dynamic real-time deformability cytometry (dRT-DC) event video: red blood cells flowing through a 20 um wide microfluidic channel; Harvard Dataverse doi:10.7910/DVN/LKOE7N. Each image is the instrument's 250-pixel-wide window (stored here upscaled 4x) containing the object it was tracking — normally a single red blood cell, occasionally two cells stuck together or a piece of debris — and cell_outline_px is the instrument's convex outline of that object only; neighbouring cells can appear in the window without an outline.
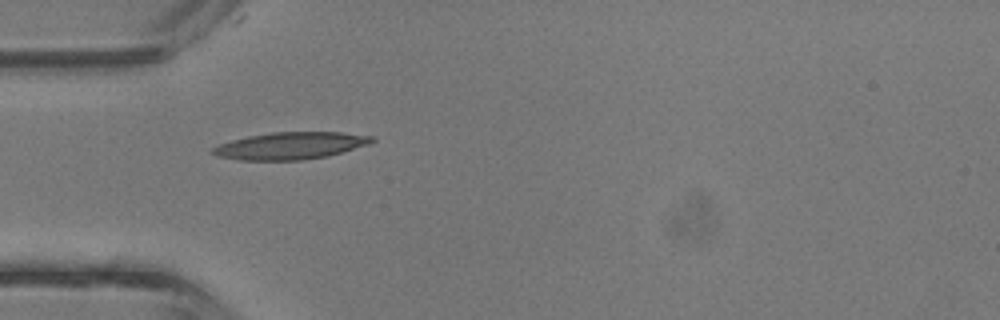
{"species": "common noctule bat (a hibernating species)", "species_latin": "Nyctalus noctula", "temperature_condition": "room temperature", "stored_images_in_passage": 4, "camera_frame_rate_fps": 3000, "um_per_image_px": 0.085, "animal": {"sex": "male", "body_mass_g": 13.3}, "frame": {"image": 1, "passage_image": 3, "time_ms": 0.667, "image_size_px": [1000, 320], "cell_outline_px": [[376, 140], [368, 144], [328, 156], [304, 160], [240, 160], [216, 156], [212, 152], [212, 148], [220, 144], [232, 140], [248, 136], [272, 132], [340, 132], [376, 136]], "centroid_in_image_um": [24.71, 12.38], "position_along_channel_um": 60.3, "area_um2": 25.14}}
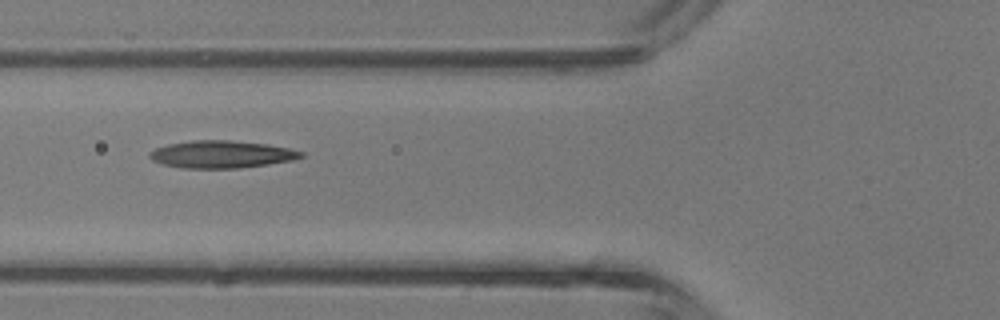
{"frame": {"image": 2, "passage_image": 4, "time_ms": 1.0, "image_size_px": [1000, 320], "cell_outline_px": [[304, 156], [292, 160], [268, 164], [240, 168], [180, 168], [164, 164], [152, 160], [148, 156], [148, 152], [156, 148], [168, 144], [192, 140], [232, 140], [268, 144], [288, 148], [304, 152]], "centroid_in_image_um": [18.82, 13.11], "position_along_channel_um": 107.0, "area_um2": 24.22}}